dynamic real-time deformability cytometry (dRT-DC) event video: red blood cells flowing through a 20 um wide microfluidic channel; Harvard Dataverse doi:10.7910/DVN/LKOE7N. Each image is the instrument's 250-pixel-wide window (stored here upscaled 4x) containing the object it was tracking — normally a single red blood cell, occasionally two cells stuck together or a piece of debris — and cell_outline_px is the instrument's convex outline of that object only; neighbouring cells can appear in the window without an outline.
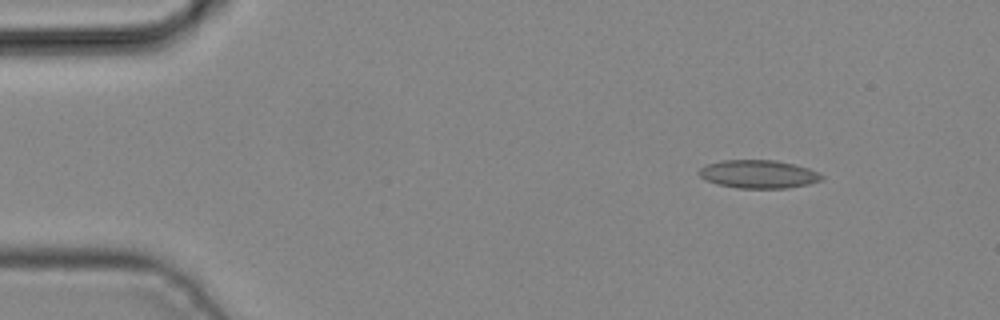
{"species": "common noctule bat (a hibernating species)", "species_latin": "Nyctalus noctula", "temperature_condition": "cold", "stored_images_in_passage": 4, "camera_frame_rate_fps": 3000, "um_per_image_px": 0.085, "animal": {"sex": "male", "body_mass_g": 19.2, "forearm_length_mm": 51.8}, "frame": {"image": 1, "passage_image": 1, "time_ms": 0.0, "image_size_px": [1000, 320], "cell_outline_px": [[824, 180], [808, 184], [788, 188], [736, 188], [716, 184], [700, 176], [696, 172], [700, 168], [708, 164], [724, 160], [776, 160], [808, 168], [824, 176]], "centroid_in_image_um": [64.47, 14.81], "position_along_channel_um": 20.5, "area_um2": 20.11}}
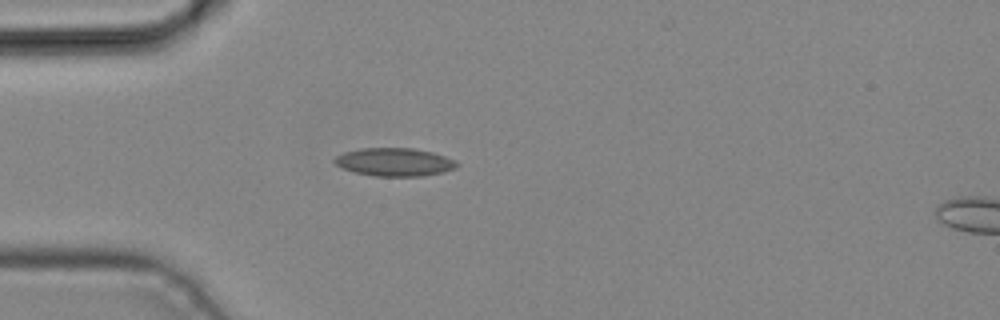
{"frame": {"image": 2, "passage_image": 3, "time_ms": 0.667, "image_size_px": [1000, 320], "cell_outline_px": [[460, 164], [456, 168], [444, 172], [420, 176], [376, 176], [356, 172], [344, 168], [336, 164], [332, 160], [336, 156], [344, 152], [360, 148], [416, 148], [432, 152], [456, 160]], "centroid_in_image_um": [33.57, 13.76], "position_along_channel_um": 51.4, "area_um2": 20.06}}